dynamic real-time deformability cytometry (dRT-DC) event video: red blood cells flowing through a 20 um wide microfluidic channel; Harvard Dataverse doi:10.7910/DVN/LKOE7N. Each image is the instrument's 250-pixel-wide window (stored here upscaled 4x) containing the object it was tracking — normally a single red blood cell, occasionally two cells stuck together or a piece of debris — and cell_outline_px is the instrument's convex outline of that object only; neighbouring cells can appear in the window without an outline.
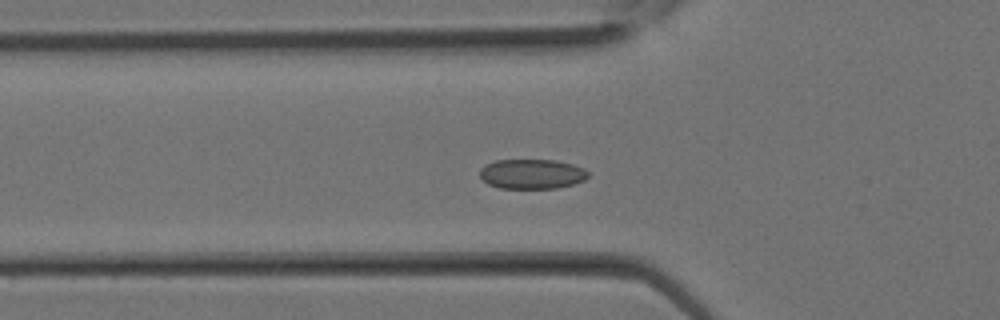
{"species": "Egyptian fruit bat (a non-hibernating species)", "species_latin": "Rousettus aegyptiacus", "temperature_condition": "room temperature", "stored_images_in_passage": 31, "camera_frame_rate_fps": 3000, "um_per_image_px": 0.085, "animal": {"sex": "female"}, "frame": {"image": 1, "passage_image": 10, "time_ms": 3.0, "image_size_px": [1000, 320], "cell_outline_px": [[588, 176], [584, 180], [572, 184], [556, 188], [500, 188], [488, 184], [480, 176], [480, 168], [484, 164], [496, 160], [556, 160], [572, 164], [584, 168], [588, 172]], "centroid_in_image_um": [45.19, 14.78], "position_along_channel_um": 80.6, "area_um2": 18.79}}
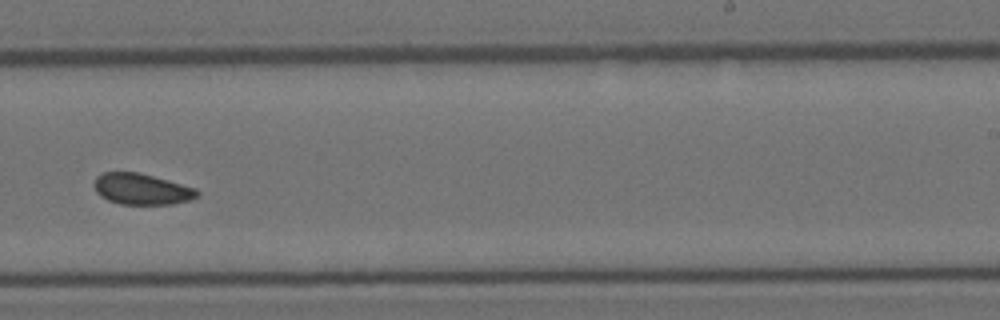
{"frame": {"image": 2, "passage_image": 19, "time_ms": 6.0, "image_size_px": [1000, 320], "cell_outline_px": [[200, 192], [196, 196], [188, 200], [172, 204], [120, 204], [108, 200], [100, 196], [96, 192], [92, 184], [96, 176], [104, 172], [140, 172], [196, 188]], "centroid_in_image_um": [11.99, 16.06], "position_along_channel_um": 277.0, "area_um2": 18.73}}
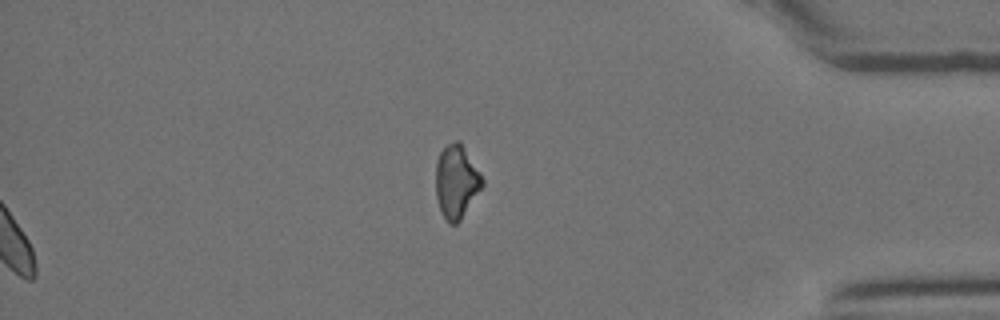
{"frame": {"image": 3, "passage_image": 31, "time_ms": 10.0, "image_size_px": [1000, 320], "cell_outline_px": [[484, 184], [460, 220], [456, 224], [448, 224], [440, 212], [436, 196], [436, 160], [440, 152], [448, 144], [456, 140], [460, 140], [480, 172], [484, 180]], "centroid_in_image_um": [38.78, 15.44], "position_along_channel_um": 396.4, "area_um2": 19.94}}